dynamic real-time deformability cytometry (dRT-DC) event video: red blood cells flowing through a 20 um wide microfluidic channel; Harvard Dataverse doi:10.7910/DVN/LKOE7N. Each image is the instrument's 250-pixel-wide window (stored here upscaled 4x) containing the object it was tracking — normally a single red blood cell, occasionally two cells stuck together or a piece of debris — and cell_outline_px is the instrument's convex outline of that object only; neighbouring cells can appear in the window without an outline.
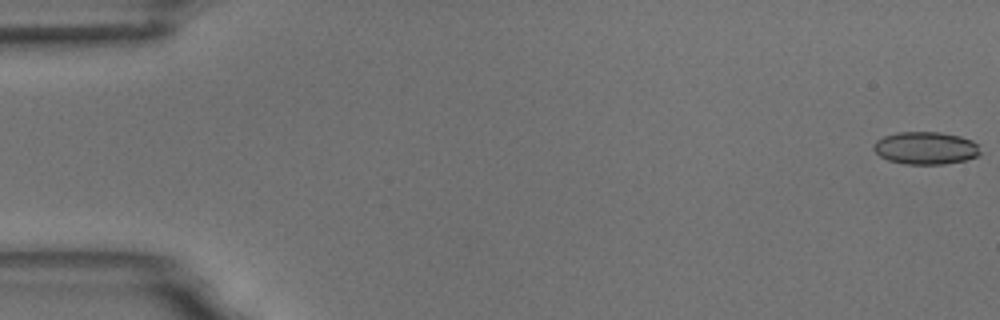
{"species": "common noctule bat (a hibernating species)", "species_latin": "Nyctalus noctula", "temperature_condition": "room temperature", "stored_images_in_passage": 5, "camera_frame_rate_fps": 3000, "um_per_image_px": 0.085, "animal": {"sex": "male", "body_mass_g": 18.8}, "frame": {"image": 1, "passage_image": 1, "time_ms": 0.0, "image_size_px": [1000, 320], "cell_outline_px": [[980, 152], [976, 156], [964, 160], [944, 164], [904, 164], [888, 160], [880, 156], [872, 148], [876, 140], [884, 136], [896, 132], [940, 132], [960, 136], [972, 140], [976, 144]], "centroid_in_image_um": [78.64, 12.58], "position_along_channel_um": 6.4, "area_um2": 20.17}}
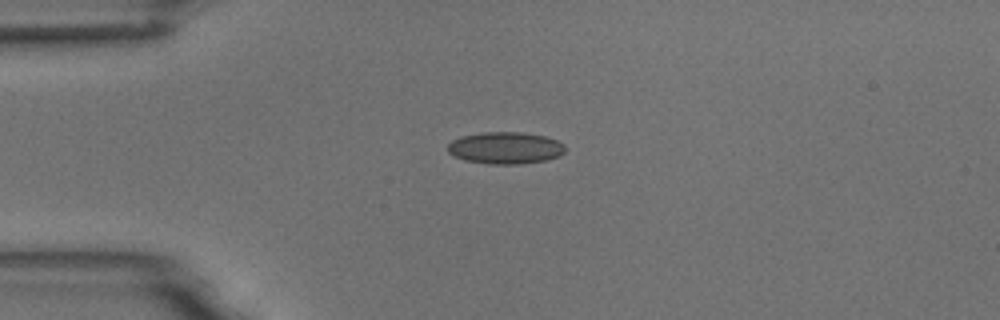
{"frame": {"image": 2, "passage_image": 4, "time_ms": 4.333, "image_size_px": [1000, 320], "cell_outline_px": [[564, 152], [560, 156], [548, 160], [520, 164], [488, 164], [464, 160], [452, 156], [448, 152], [448, 144], [452, 140], [460, 136], [484, 132], [524, 132], [544, 136], [556, 140], [564, 144]], "centroid_in_image_um": [42.94, 12.58], "position_along_channel_um": 42.1, "area_um2": 22.08}}